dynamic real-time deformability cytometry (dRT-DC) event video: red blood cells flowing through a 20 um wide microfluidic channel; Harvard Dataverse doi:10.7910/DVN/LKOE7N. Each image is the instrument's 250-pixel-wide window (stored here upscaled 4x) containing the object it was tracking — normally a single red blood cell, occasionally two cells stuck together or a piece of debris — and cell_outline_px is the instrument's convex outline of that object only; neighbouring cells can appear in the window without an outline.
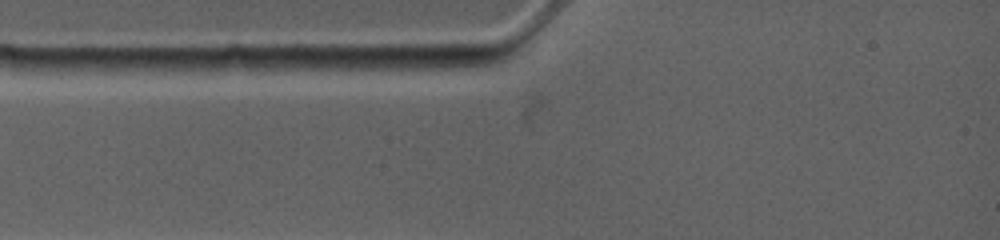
{"species": "common noctule bat (a hibernating species)", "species_latin": "Nyctalus noctula", "temperature_condition": "warm", "stored_images_in_passage": 1, "camera_frame_rate_fps": 4500, "um_per_image_px": 0.085, "animal": {"sex": "female", "body_mass_g": 19.0, "forearm_length_mm": 53.3}, "frame": {"image": 1, "passage_image": 1, "time_ms": 0.0, "image_size_px": [1000, 240], "cell_outline_px": [[244, 64], [220, 76], [212, 76], [80, 68], [76, 60], [84, 56], [244, 56]], "centroid_in_image_um": [14.03, 5.46], "position_along_channel_um": 71.0, "area_um2": 18.96}}